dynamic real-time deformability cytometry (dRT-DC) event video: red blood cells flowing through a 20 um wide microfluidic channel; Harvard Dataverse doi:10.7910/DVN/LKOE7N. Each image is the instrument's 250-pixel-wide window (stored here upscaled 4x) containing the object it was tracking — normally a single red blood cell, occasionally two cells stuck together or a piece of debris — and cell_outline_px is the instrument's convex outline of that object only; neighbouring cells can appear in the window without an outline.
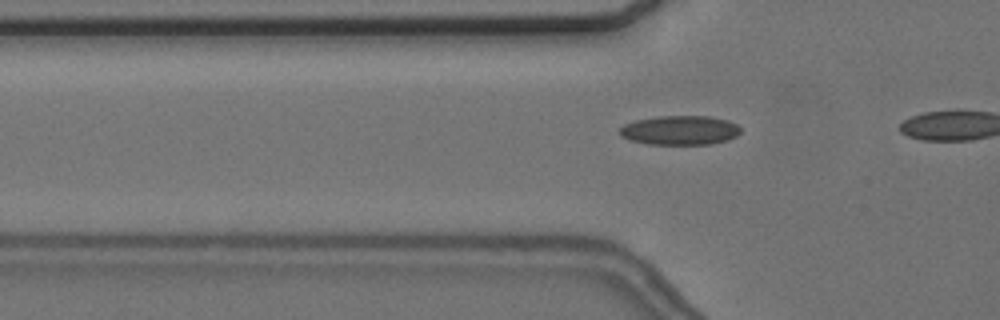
{"species": "common noctule bat (a hibernating species)", "species_latin": "Nyctalus noctula", "temperature_condition": "cold", "stored_images_in_passage": 12, "camera_frame_rate_fps": 3000, "um_per_image_px": 0.085, "animal": {"sex": "female", "body_mass_g": 24.6, "forearm_length_mm": 56.2}, "frame": {"image": 1, "passage_image": 9, "time_ms": 2.667, "image_size_px": [1000, 320], "cell_outline_px": [[740, 132], [736, 136], [728, 140], [712, 144], [648, 144], [628, 140], [620, 136], [620, 128], [624, 124], [636, 120], [656, 116], [708, 116], [728, 120], [736, 124], [740, 128]], "centroid_in_image_um": [57.78, 11.07], "position_along_channel_um": 68.0, "area_um2": 20.75}}